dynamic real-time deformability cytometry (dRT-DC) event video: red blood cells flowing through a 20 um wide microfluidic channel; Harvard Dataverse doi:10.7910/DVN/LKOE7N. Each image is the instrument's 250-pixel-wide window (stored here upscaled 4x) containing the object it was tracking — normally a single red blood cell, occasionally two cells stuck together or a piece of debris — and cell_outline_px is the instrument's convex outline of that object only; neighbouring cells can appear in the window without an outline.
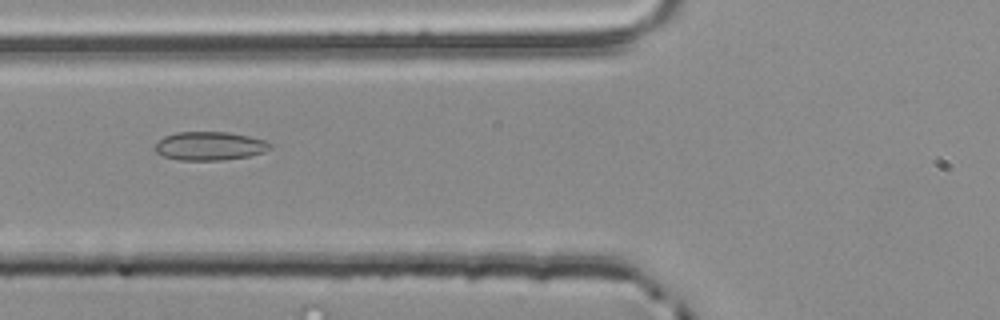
{"species": "common noctule bat (a hibernating species)", "species_latin": "Nyctalus noctula", "temperature_condition": "room temperature", "stored_images_in_passage": 38, "camera_frame_rate_fps": 3000, "um_per_image_px": 0.085, "animal": {"sex": "male", "body_mass_g": 20.4}, "frame": {"image": 1, "passage_image": 5, "time_ms": 1.333, "image_size_px": [1000, 320], "cell_outline_px": [[272, 148], [264, 152], [248, 156], [224, 160], [176, 160], [164, 156], [156, 152], [152, 148], [164, 136], [176, 132], [228, 132], [248, 136], [264, 140], [272, 144]], "centroid_in_image_um": [17.81, 12.41], "position_along_channel_um": 108.0, "area_um2": 19.25}}
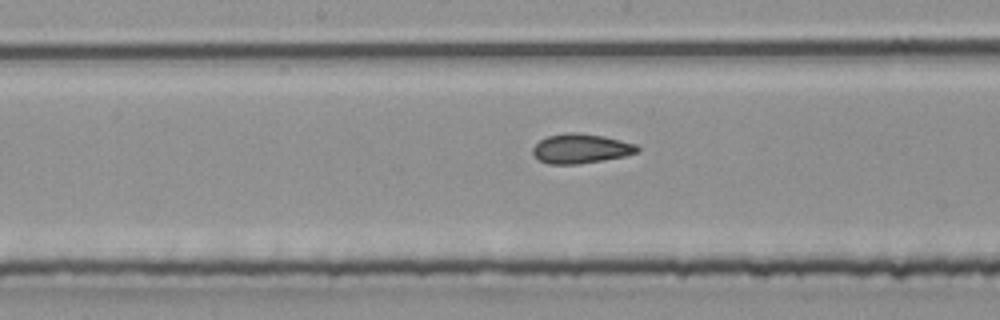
{"frame": {"image": 2, "passage_image": 12, "time_ms": 3.667, "image_size_px": [1000, 320], "cell_outline_px": [[640, 152], [624, 156], [604, 160], [576, 164], [548, 164], [540, 160], [532, 152], [532, 148], [540, 140], [548, 136], [564, 132], [576, 132], [604, 136], [636, 144], [640, 148]], "centroid_in_image_um": [49.39, 12.62], "position_along_channel_um": 198.8, "area_um2": 18.03}}
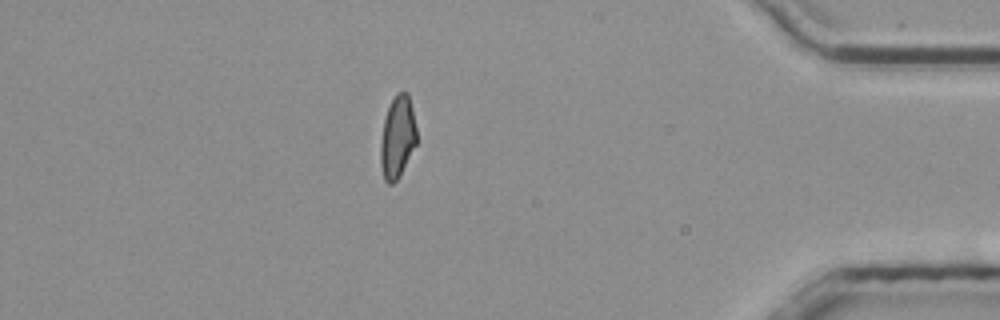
{"frame": {"image": 3, "passage_image": 31, "time_ms": 10.0, "image_size_px": [1000, 320], "cell_outline_px": [[416, 144], [400, 176], [392, 184], [388, 184], [384, 180], [380, 164], [380, 140], [384, 120], [388, 108], [396, 92], [408, 92], [412, 108], [416, 128]], "centroid_in_image_um": [33.77, 11.67], "position_along_channel_um": 401.4, "area_um2": 17.34}, "authors_computed_cell_mechanics": {"area_um2": 17.7446, "velocity_mm_per_s": 3.8737, "shape_relaxation_time_tau1_ms": null, "shape_relaxation_time_tau2_ms": 1.9539, "deformation_change_tau1": null, "deformation_change_tau2": 0.0757}}